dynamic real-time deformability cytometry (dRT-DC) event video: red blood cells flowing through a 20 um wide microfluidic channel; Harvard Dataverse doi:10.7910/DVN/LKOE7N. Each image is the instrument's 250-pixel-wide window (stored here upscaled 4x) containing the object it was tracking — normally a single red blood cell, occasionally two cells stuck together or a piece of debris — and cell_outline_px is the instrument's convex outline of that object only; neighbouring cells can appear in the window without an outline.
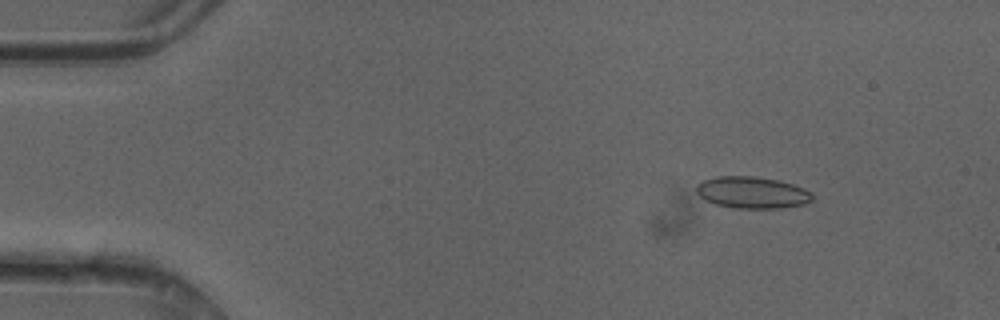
{"species": "common noctule bat (a hibernating species)", "species_latin": "Nyctalus noctula", "temperature_condition": "cold", "stored_images_in_passage": 48, "camera_frame_rate_fps": 3000, "um_per_image_px": 0.085, "animal": {"sex": "female"}, "frame": {"image": 1, "passage_image": 6, "time_ms": 1.667, "image_size_px": [1000, 320], "cell_outline_px": [[812, 200], [804, 204], [780, 208], [736, 208], [716, 204], [704, 200], [696, 192], [696, 184], [704, 180], [716, 176], [752, 176], [776, 180], [792, 184], [804, 188], [812, 192]], "centroid_in_image_um": [63.91, 16.36], "position_along_channel_um": 21.1, "area_um2": 21.39}}
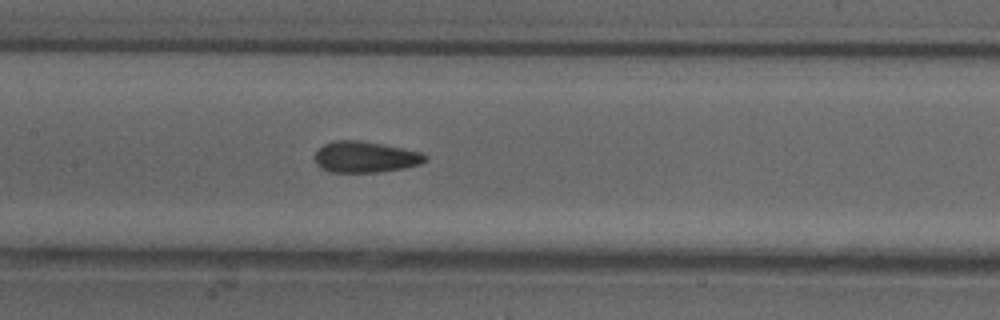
{"frame": {"image": 2, "passage_image": 23, "time_ms": 7.333, "image_size_px": [1000, 320], "cell_outline_px": [[428, 160], [420, 164], [404, 168], [376, 172], [328, 172], [320, 168], [316, 164], [316, 152], [324, 144], [332, 140], [360, 140], [384, 144], [420, 152], [428, 156]], "centroid_in_image_um": [31.05, 13.34], "position_along_channel_um": 176.4, "area_um2": 20.11}}
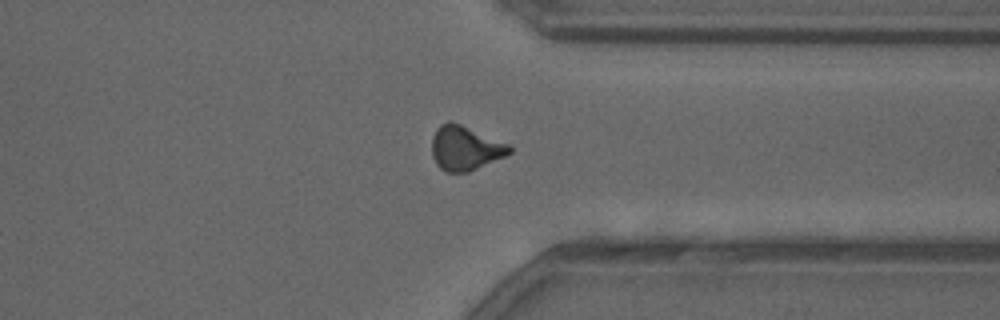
{"frame": {"image": 3, "passage_image": 37, "time_ms": 12.0, "image_size_px": [1000, 320], "cell_outline_px": [[512, 152], [504, 156], [468, 172], [444, 172], [436, 164], [432, 156], [432, 136], [436, 128], [440, 124], [448, 120], [460, 124], [508, 144], [512, 148]], "centroid_in_image_um": [39.49, 12.59], "position_along_channel_um": 371.9, "area_um2": 19.94}, "authors_computed_cell_mechanics": {"area_um2": 19.9121, "velocity_mm_per_s": 4.2551, "shape_relaxation_time_tau1_ms": 9.9795, "shape_relaxation_time_tau2_ms": 1.6467, "deformation_change_tau1": 0.1705, "deformation_change_tau2": 0.0839}}